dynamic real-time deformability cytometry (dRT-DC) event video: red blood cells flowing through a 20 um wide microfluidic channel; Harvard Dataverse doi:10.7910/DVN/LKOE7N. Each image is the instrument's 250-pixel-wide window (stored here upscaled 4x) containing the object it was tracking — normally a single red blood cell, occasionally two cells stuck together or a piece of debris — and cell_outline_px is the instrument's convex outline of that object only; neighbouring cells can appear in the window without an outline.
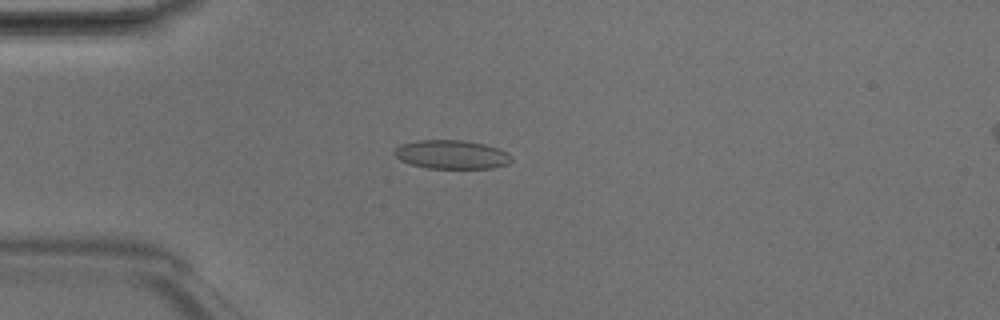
{"species": "Egyptian fruit bat (a non-hibernating species)", "species_latin": "Rousettus aegyptiacus", "temperature_condition": "room temperature", "stored_images_in_passage": 46, "camera_frame_rate_fps": 3000, "um_per_image_px": 0.085, "animal": {"sex": "male"}, "frame": {"image": 1, "passage_image": 13, "time_ms": 4.0, "image_size_px": [1000, 320], "cell_outline_px": [[512, 160], [508, 164], [492, 168], [428, 168], [412, 164], [400, 160], [392, 152], [400, 144], [420, 140], [464, 140], [484, 144], [496, 148], [512, 156]], "centroid_in_image_um": [38.37, 13.13], "position_along_channel_um": 46.6, "area_um2": 19.48}}
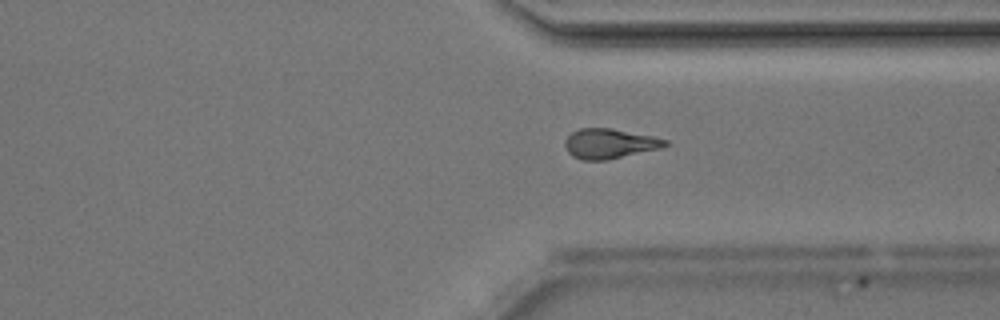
{"frame": {"image": 2, "passage_image": 34, "time_ms": 11.0, "image_size_px": [1000, 320], "cell_outline_px": [[668, 144], [660, 148], [608, 160], [580, 160], [572, 156], [568, 152], [564, 144], [564, 140], [572, 132], [580, 128], [612, 128], [652, 136], [668, 140]], "centroid_in_image_um": [51.78, 12.21], "position_along_channel_um": 359.6, "area_um2": 17.46}}
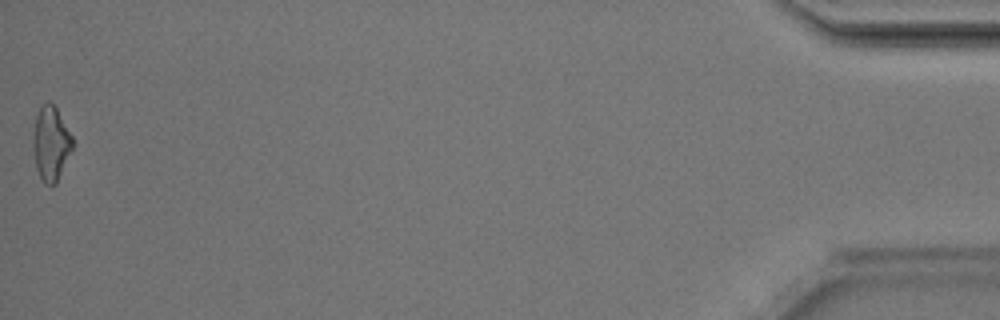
{"frame": {"image": 3, "passage_image": 46, "time_ms": 15.0, "image_size_px": [1000, 320], "cell_outline_px": [[72, 148], [56, 184], [52, 188], [44, 184], [36, 168], [32, 148], [32, 140], [36, 116], [40, 108], [48, 100], [56, 108], [72, 136]], "centroid_in_image_um": [4.3, 12.24], "position_along_channel_um": 430.9, "area_um2": 16.99}, "authors_computed_cell_mechanics": {"area_um2": 18.1781, "velocity_mm_per_s": 4.2274, "shape_relaxation_time_tau1_ms": 1.131, "shape_relaxation_time_tau2_ms": 2.6194, "deformation_change_tau1": 0.0799, "deformation_change_tau2": 0.1088}}